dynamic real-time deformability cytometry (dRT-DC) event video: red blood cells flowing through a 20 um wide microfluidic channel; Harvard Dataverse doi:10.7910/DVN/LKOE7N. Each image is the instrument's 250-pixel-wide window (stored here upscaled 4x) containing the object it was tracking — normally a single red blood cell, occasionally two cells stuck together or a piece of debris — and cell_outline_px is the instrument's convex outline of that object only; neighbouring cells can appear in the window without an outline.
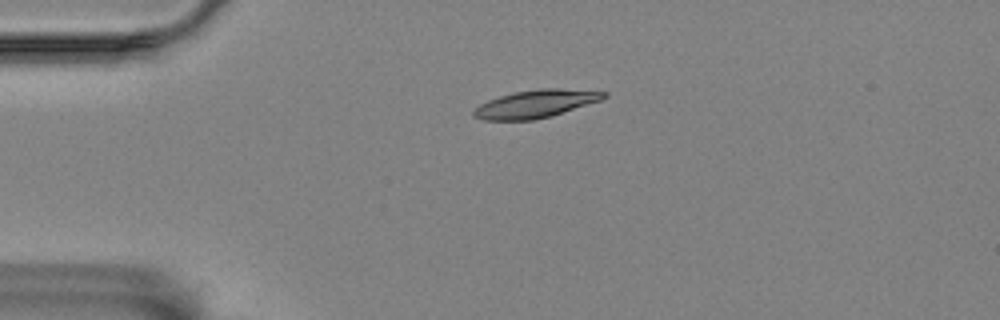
{"species": "Egyptian fruit bat (a non-hibernating species)", "species_latin": "Rousettus aegyptiacus", "temperature_condition": "room temperature", "stored_images_in_passage": 46, "camera_frame_rate_fps": 3000, "um_per_image_px": 0.085, "animal": {"sex": "female"}, "frame": {"image": 1, "passage_image": 1, "time_ms": 0.0, "image_size_px": [1000, 320], "cell_outline_px": [[608, 96], [600, 100], [552, 116], [532, 120], [484, 120], [472, 116], [472, 112], [480, 104], [488, 100], [512, 92], [540, 88], [560, 88], [608, 92]], "centroid_in_image_um": [45.52, 8.82], "position_along_channel_um": 39.5, "area_um2": 21.1}}
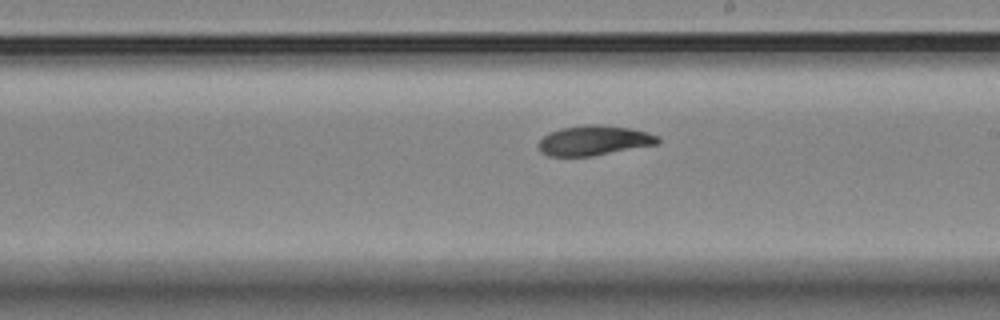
{"frame": {"image": 2, "passage_image": 21, "time_ms": 6.667, "image_size_px": [1000, 320], "cell_outline_px": [[660, 144], [592, 156], [548, 156], [540, 152], [536, 144], [548, 132], [560, 128], [584, 124], [600, 124], [628, 128], [648, 132], [660, 136]], "centroid_in_image_um": [50.49, 11.94], "position_along_channel_um": 238.5, "area_um2": 21.15}}
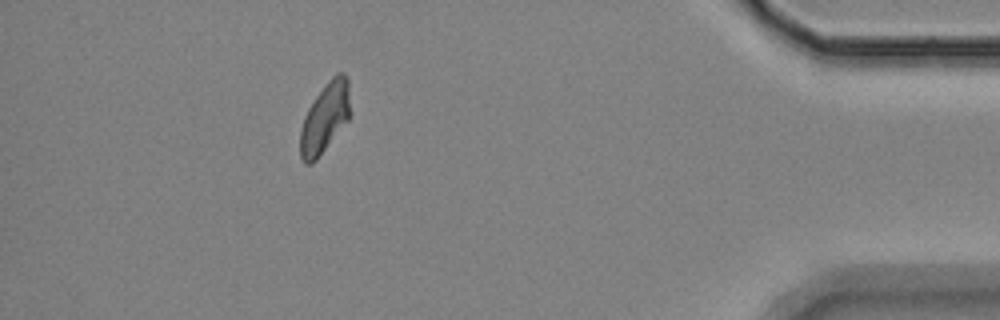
{"frame": {"image": 3, "passage_image": 40, "time_ms": 13.0, "image_size_px": [1000, 320], "cell_outline_px": [[348, 120], [316, 160], [308, 164], [304, 164], [300, 156], [300, 128], [304, 116], [308, 108], [316, 96], [328, 80], [336, 72], [344, 72], [348, 80]], "centroid_in_image_um": [27.58, 10.02], "position_along_channel_um": 407.6, "area_um2": 20.06}, "authors_computed_cell_mechanics": {"area_um2": 20.6346, "velocity_mm_per_s": 3.4284, "shape_relaxation_time_tau1_ms": null, "shape_relaxation_time_tau2_ms": 4.7754, "deformation_change_tau1": null, "deformation_change_tau2": 0.0842}}